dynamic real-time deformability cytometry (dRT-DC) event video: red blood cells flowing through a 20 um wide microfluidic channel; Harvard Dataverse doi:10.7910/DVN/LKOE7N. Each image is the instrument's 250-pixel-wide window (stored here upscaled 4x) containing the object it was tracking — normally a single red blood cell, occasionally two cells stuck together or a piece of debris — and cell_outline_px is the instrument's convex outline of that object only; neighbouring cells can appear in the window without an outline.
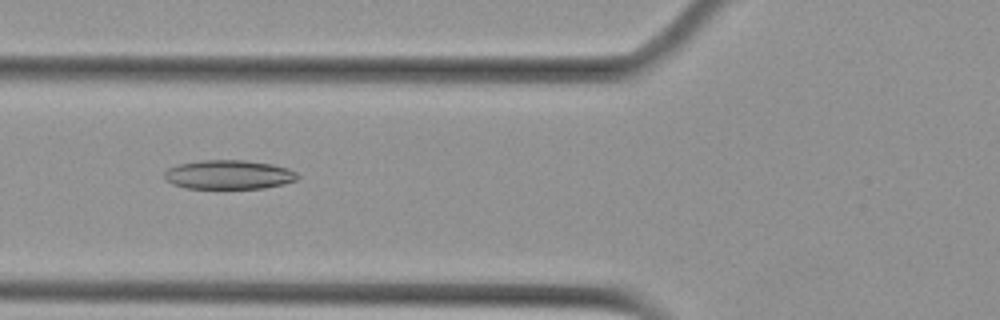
{"species": "Egyptian fruit bat (a non-hibernating species)", "species_latin": "Rousettus aegyptiacus", "temperature_condition": "cold", "stored_images_in_passage": 49, "camera_frame_rate_fps": 3000, "um_per_image_px": 0.085, "animal": {"sex": "female"}, "frame": {"image": 1, "passage_image": 14, "time_ms": 4.333, "image_size_px": [1000, 320], "cell_outline_px": [[300, 176], [296, 180], [284, 184], [264, 188], [184, 188], [172, 184], [164, 176], [164, 172], [168, 168], [180, 164], [200, 160], [244, 160], [272, 164], [288, 168], [296, 172]], "centroid_in_image_um": [19.46, 14.84], "position_along_channel_um": 106.3, "area_um2": 22.6}}
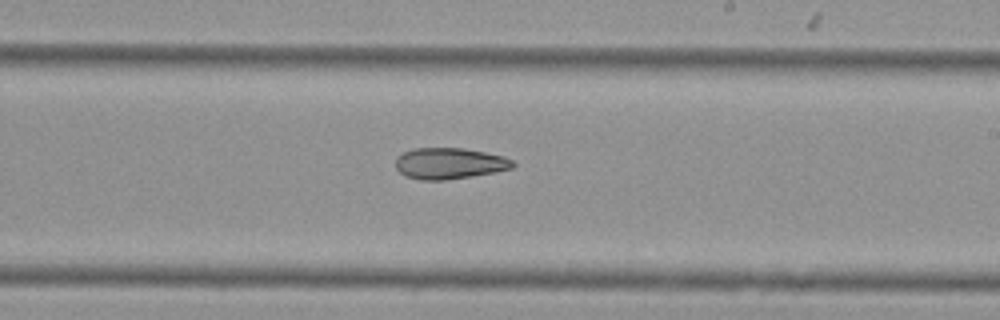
{"frame": {"image": 2, "passage_image": 26, "time_ms": 8.333, "image_size_px": [1000, 320], "cell_outline_px": [[516, 164], [512, 168], [492, 172], [444, 180], [420, 180], [404, 176], [396, 168], [396, 156], [412, 148], [464, 148], [504, 156], [512, 160]], "centroid_in_image_um": [38.16, 13.88], "position_along_channel_um": 250.8, "area_um2": 21.21}}
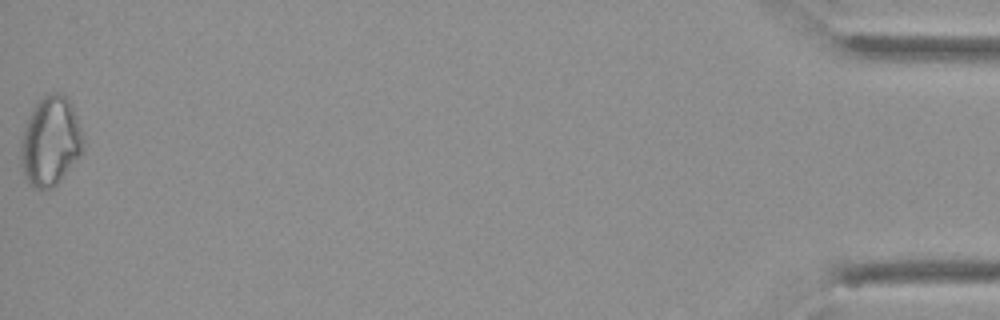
{"frame": {"image": 3, "passage_image": 49, "time_ms": 16.0, "image_size_px": [1000, 320], "cell_outline_px": [[84, 140], [80, 156], [60, 180], [52, 188], [32, 188], [28, 184], [24, 176], [20, 160], [20, 140], [24, 128], [32, 108], [48, 92], [60, 92], [68, 96], [72, 104]], "centroid_in_image_um": [4.27, 12.0], "position_along_channel_um": 430.9, "area_um2": 32.66}}